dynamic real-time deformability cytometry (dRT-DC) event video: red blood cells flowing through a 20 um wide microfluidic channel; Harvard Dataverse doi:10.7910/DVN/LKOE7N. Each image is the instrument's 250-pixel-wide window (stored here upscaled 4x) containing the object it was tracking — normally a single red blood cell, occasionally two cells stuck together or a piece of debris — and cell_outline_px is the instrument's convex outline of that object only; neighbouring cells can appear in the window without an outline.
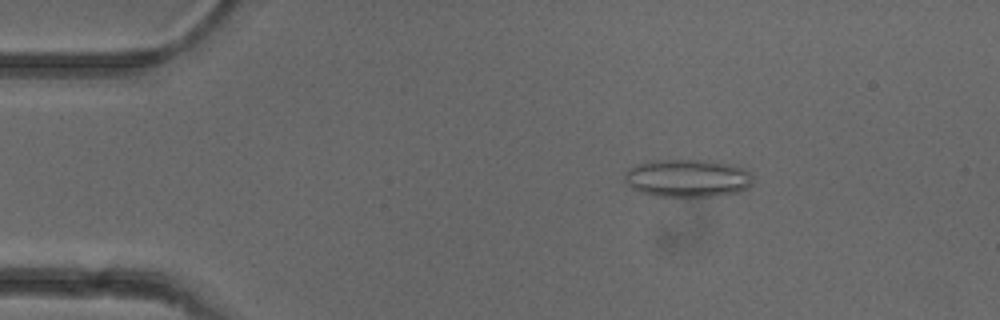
{"species": "common noctule bat (a hibernating species)", "species_latin": "Nyctalus noctula", "temperature_condition": "cold", "stored_images_in_passage": 53, "camera_frame_rate_fps": 3000, "um_per_image_px": 0.085, "animal": {"sex": "female"}, "frame": {"image": 1, "passage_image": 9, "time_ms": 2.667, "image_size_px": [1000, 320], "cell_outline_px": [[752, 184], [748, 188], [740, 192], [716, 196], [656, 196], [640, 192], [632, 188], [624, 180], [624, 172], [628, 168], [636, 164], [656, 160], [700, 160], [728, 164], [744, 168], [752, 176]], "centroid_in_image_um": [58.42, 15.15], "position_along_channel_um": 26.6, "area_um2": 28.32}}
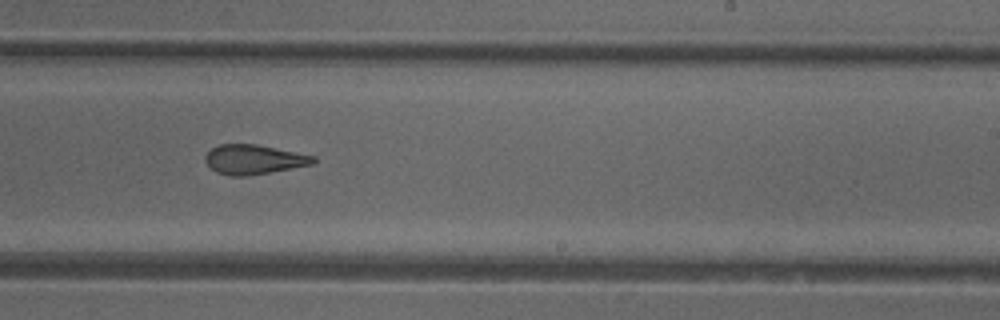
{"frame": {"image": 2, "passage_image": 32, "time_ms": 10.333, "image_size_px": [1000, 320], "cell_outline_px": [[316, 160], [312, 164], [268, 172], [244, 176], [228, 176], [216, 172], [204, 160], [204, 156], [212, 148], [220, 144], [256, 144], [316, 156]], "centroid_in_image_um": [21.54, 13.55], "position_along_channel_um": 267.5, "area_um2": 18.38}}
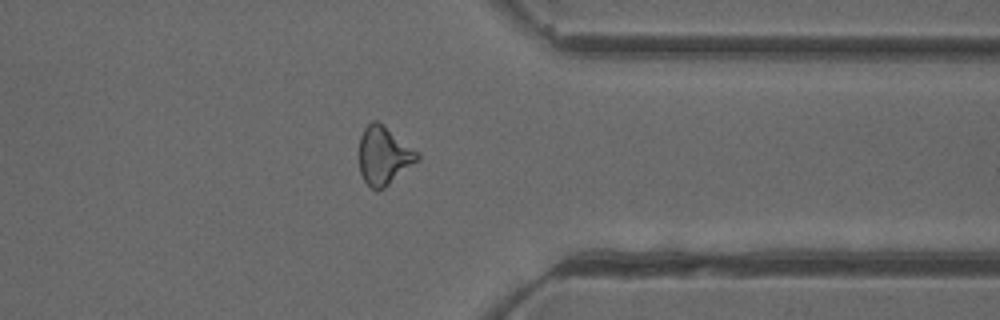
{"frame": {"image": 3, "passage_image": 41, "time_ms": 13.333, "image_size_px": [1000, 320], "cell_outline_px": [[420, 160], [384, 188], [376, 192], [364, 180], [360, 172], [360, 136], [364, 128], [372, 120], [376, 120], [420, 152]], "centroid_in_image_um": [32.65, 13.24], "position_along_channel_um": 378.7, "area_um2": 19.77}, "authors_computed_cell_mechanics": {"area_um2": 19.9988, "velocity_mm_per_s": 3.961, "shape_relaxation_time_tau1_ms": null, "shape_relaxation_time_tau2_ms": 2.5457, "deformation_change_tau1": null, "deformation_change_tau2": 0.1124}}